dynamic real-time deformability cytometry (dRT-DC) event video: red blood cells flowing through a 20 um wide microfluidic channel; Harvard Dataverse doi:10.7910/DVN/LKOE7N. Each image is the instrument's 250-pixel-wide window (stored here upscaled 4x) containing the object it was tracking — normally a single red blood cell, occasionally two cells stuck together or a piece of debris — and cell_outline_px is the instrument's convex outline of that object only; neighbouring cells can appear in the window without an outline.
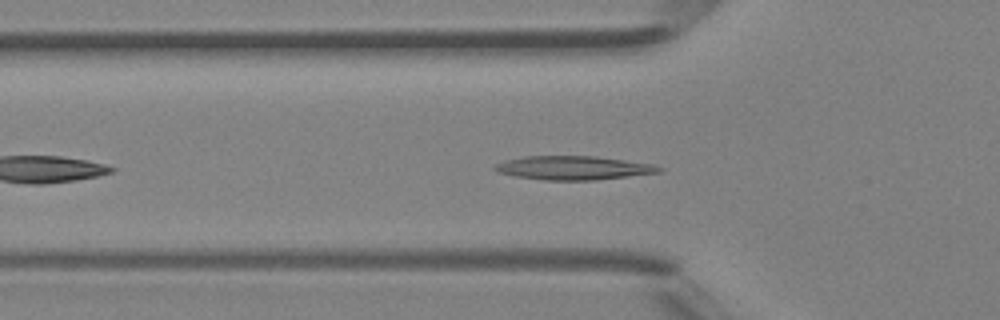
{"species": "Egyptian fruit bat (a non-hibernating species)", "species_latin": "Rousettus aegyptiacus", "temperature_condition": "room temperature", "stored_images_in_passage": 34, "camera_frame_rate_fps": 3000, "um_per_image_px": 0.085, "animal": {"sex": "female"}, "frame": {"image": 1, "passage_image": 3, "time_ms": 0.667, "image_size_px": [1000, 320], "cell_outline_px": [[664, 168], [660, 172], [596, 180], [544, 180], [512, 176], [500, 172], [492, 168], [496, 164], [504, 160], [524, 156], [596, 156], [656, 164]], "centroid_in_image_um": [48.75, 14.26], "position_along_channel_um": 77.1, "area_um2": 22.89}}
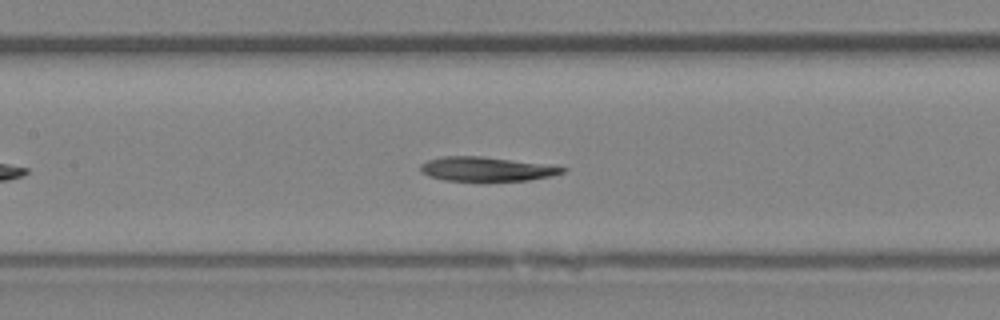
{"frame": {"image": 2, "passage_image": 9, "time_ms": 2.667, "image_size_px": [1000, 320], "cell_outline_px": [[568, 168], [564, 172], [552, 176], [528, 180], [444, 180], [428, 176], [420, 172], [420, 164], [428, 160], [444, 156], [484, 156], [544, 164]], "centroid_in_image_um": [41.32, 14.36], "position_along_channel_um": 166.1, "area_um2": 19.88}}
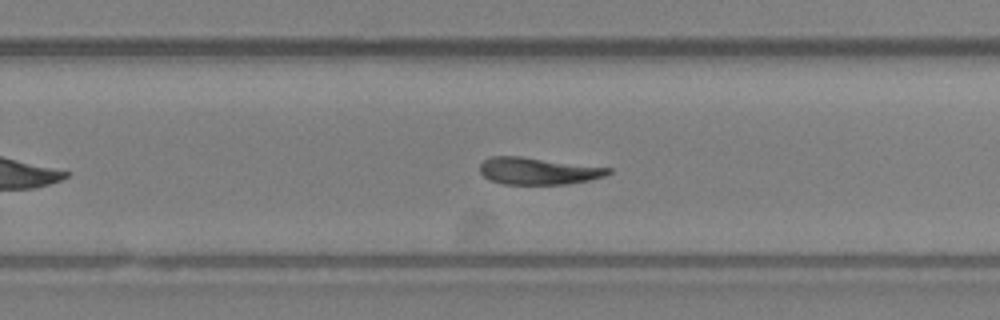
{"frame": {"image": 3, "passage_image": 17, "time_ms": 5.333, "image_size_px": [1000, 320], "cell_outline_px": [[612, 172], [604, 176], [588, 180], [568, 184], [504, 184], [492, 180], [484, 176], [480, 172], [480, 164], [484, 160], [492, 156], [520, 156], [612, 168]], "centroid_in_image_um": [45.74, 14.53], "position_along_channel_um": 284.1, "area_um2": 20.06}}